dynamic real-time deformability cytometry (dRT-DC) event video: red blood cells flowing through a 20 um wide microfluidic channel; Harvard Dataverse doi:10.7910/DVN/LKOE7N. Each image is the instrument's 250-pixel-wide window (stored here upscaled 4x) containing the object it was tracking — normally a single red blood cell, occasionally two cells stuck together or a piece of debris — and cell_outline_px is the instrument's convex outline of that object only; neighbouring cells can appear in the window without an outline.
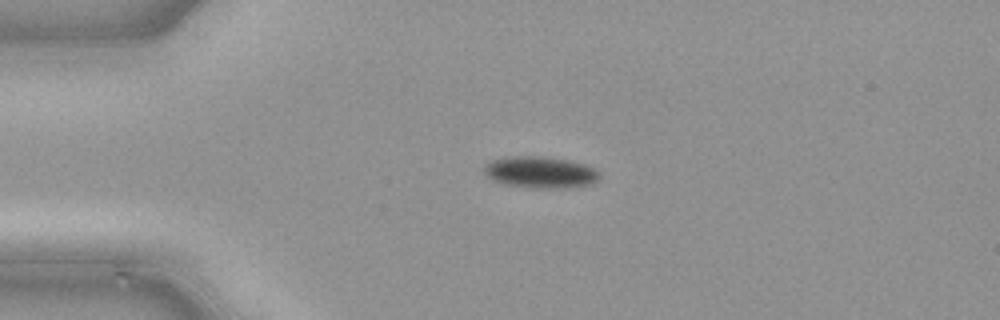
{"species": "common noctule bat (a hibernating species)", "species_latin": "Nyctalus noctula", "temperature_condition": "cold", "stored_images_in_passage": 38, "camera_frame_rate_fps": 3000, "um_per_image_px": 0.085, "animal": {"sex": "male", "body_mass_g": 21.5, "forearm_length_mm": 52.0}, "frame": {"image": 1, "passage_image": 1, "time_ms": 0.0, "image_size_px": [1000, 320], "cell_outline_px": [[600, 176], [592, 184], [552, 188], [532, 188], [504, 184], [492, 180], [484, 172], [484, 168], [492, 160], [508, 156], [540, 156], [568, 160], [584, 164], [596, 168], [600, 172]], "centroid_in_image_um": [45.93, 14.63], "position_along_channel_um": 39.1, "area_um2": 21.1}}
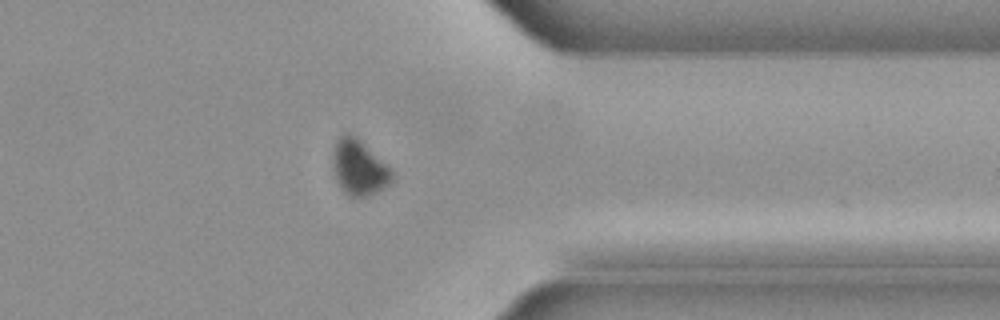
{"frame": {"image": 2, "passage_image": 28, "time_ms": 9.0, "image_size_px": [1000, 320], "cell_outline_px": [[392, 180], [388, 184], [368, 196], [348, 196], [340, 188], [336, 180], [332, 168], [332, 160], [336, 140], [344, 132], [348, 132], [356, 136], [392, 172]], "centroid_in_image_um": [30.44, 14.23], "position_along_channel_um": 381.0, "area_um2": 18.67}}
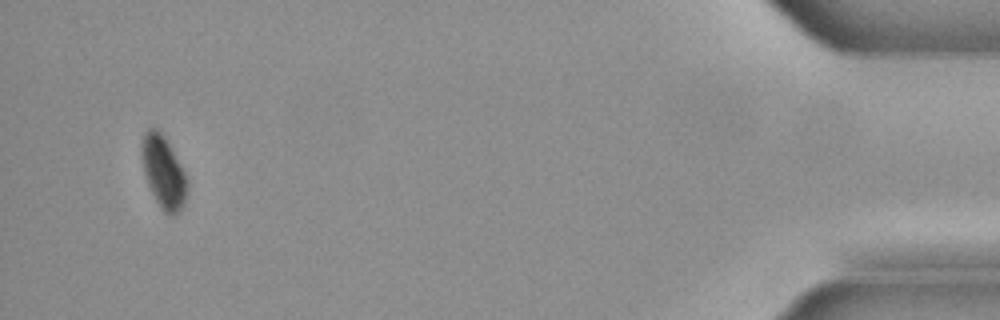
{"frame": {"image": 3, "passage_image": 36, "time_ms": 11.667, "image_size_px": [1000, 320], "cell_outline_px": [[188, 188], [184, 204], [180, 212], [176, 216], [168, 216], [160, 208], [148, 184], [144, 172], [140, 152], [140, 144], [144, 132], [148, 128], [156, 128], [164, 136], [184, 172], [188, 180]], "centroid_in_image_um": [13.89, 14.66], "position_along_channel_um": 421.3, "area_um2": 19.31}}